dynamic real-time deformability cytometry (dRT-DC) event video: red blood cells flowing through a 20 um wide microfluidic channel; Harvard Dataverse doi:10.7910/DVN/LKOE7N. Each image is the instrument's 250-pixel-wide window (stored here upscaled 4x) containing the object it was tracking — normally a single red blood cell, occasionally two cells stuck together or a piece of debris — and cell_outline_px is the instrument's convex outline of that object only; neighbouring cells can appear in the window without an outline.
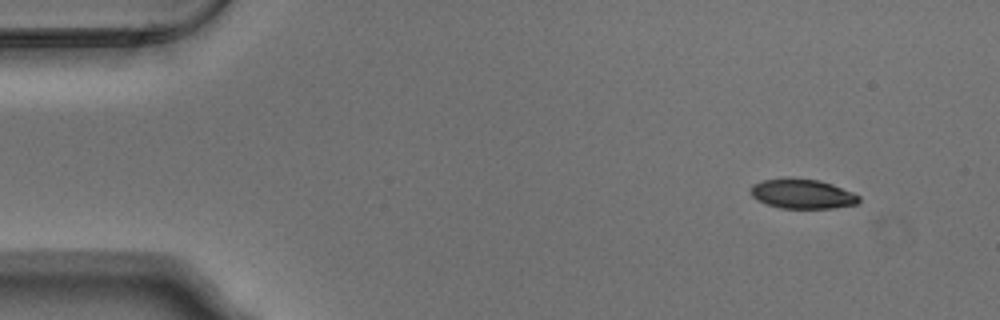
{"species": "Egyptian fruit bat (a non-hibernating species)", "species_latin": "Rousettus aegyptiacus", "temperature_condition": "warm", "stored_images_in_passage": 49, "camera_frame_rate_fps": 3000, "um_per_image_px": 0.085, "animal": {"sex": "male"}, "frame": {"image": 1, "passage_image": 1, "time_ms": 0.0, "image_size_px": [1000, 320], "cell_outline_px": [[860, 200], [856, 204], [832, 208], [780, 208], [756, 200], [752, 196], [752, 184], [764, 180], [788, 176], [792, 176], [820, 180], [832, 184], [852, 192], [860, 196]], "centroid_in_image_um": [68.19, 16.45], "position_along_channel_um": 16.8, "area_um2": 18.9}}
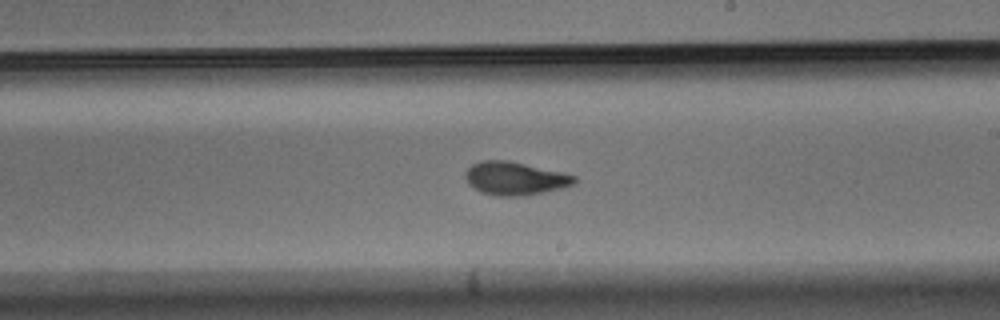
{"frame": {"image": 2, "passage_image": 27, "time_ms": 8.667, "image_size_px": [1000, 320], "cell_outline_px": [[576, 180], [572, 184], [560, 188], [528, 196], [496, 196], [480, 192], [468, 184], [464, 176], [464, 172], [472, 164], [480, 160], [508, 160], [564, 172], [576, 176]], "centroid_in_image_um": [43.74, 15.16], "position_along_channel_um": 245.3, "area_um2": 21.33}}
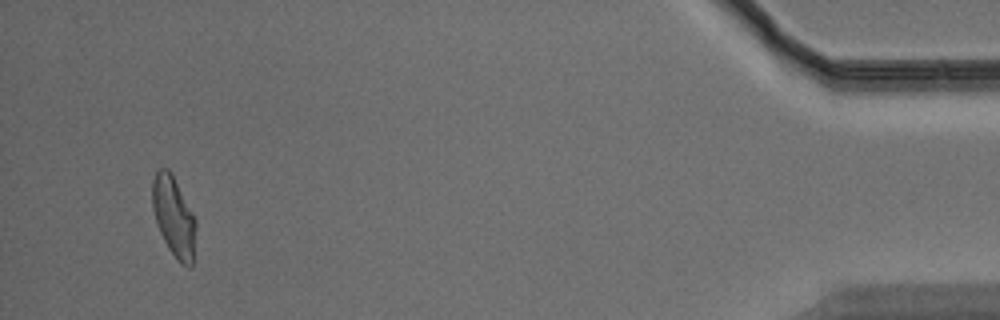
{"frame": {"image": 3, "passage_image": 47, "time_ms": 15.333, "image_size_px": [1000, 320], "cell_outline_px": [[196, 228], [192, 268], [188, 268], [180, 264], [168, 248], [160, 232], [152, 208], [152, 180], [156, 172], [160, 168], [168, 168], [172, 172], [196, 220]], "centroid_in_image_um": [14.78, 18.42], "position_along_channel_um": 420.4, "area_um2": 20.46}, "authors_computed_cell_mechanics": {"area_um2": 20.4034, "velocity_mm_per_s": 3.7684, "shape_relaxation_time_tau1_ms": 3.8342, "shape_relaxation_time_tau2_ms": 1.5826, "deformation_change_tau1": 0.156, "deformation_change_tau2": 0.066}}